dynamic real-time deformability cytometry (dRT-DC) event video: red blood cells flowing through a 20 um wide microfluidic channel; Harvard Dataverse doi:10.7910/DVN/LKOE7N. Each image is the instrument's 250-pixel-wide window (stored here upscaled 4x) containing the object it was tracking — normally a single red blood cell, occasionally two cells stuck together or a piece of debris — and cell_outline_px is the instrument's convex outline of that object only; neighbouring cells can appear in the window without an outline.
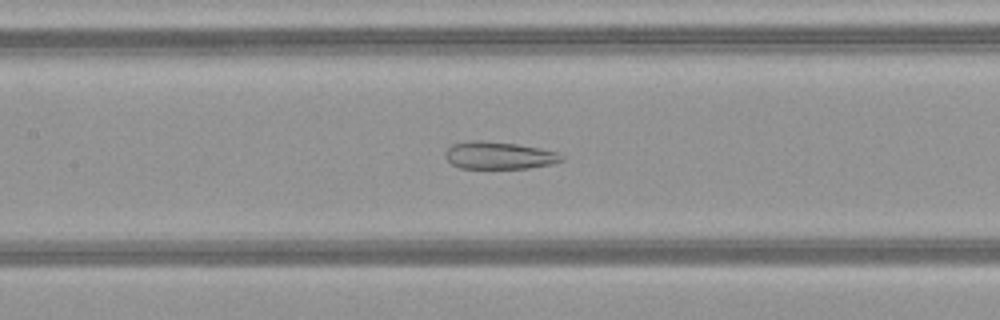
{"species": "common noctule bat (a hibernating species)", "species_latin": "Nyctalus noctula", "temperature_condition": "warm", "stored_images_in_passage": 51, "camera_frame_rate_fps": 3000, "um_per_image_px": 0.085, "animal": {"sex": "female", "body_mass_g": 21.9}, "frame": {"image": 1, "passage_image": 25, "time_ms": 8.0, "image_size_px": [1000, 320], "cell_outline_px": [[564, 160], [552, 164], [528, 168], [460, 168], [452, 164], [444, 156], [444, 152], [452, 144], [472, 140], [484, 140], [516, 144], [540, 148], [556, 152], [564, 156]], "centroid_in_image_um": [42.41, 13.21], "position_along_channel_um": 165.0, "area_um2": 18.61}}
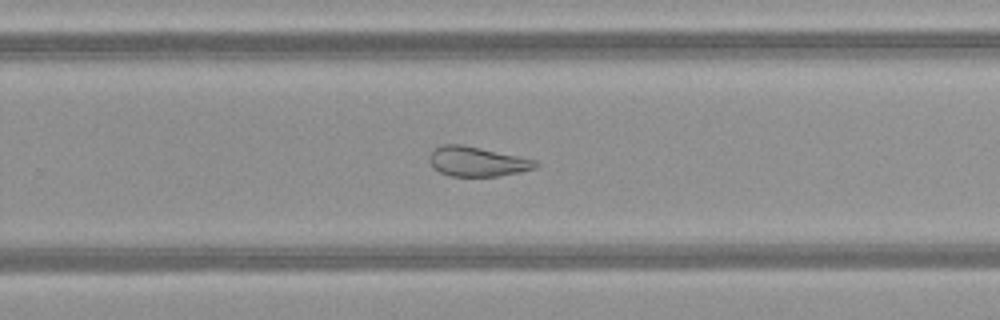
{"frame": {"image": 2, "passage_image": 34, "time_ms": 11.0, "image_size_px": [1000, 320], "cell_outline_px": [[540, 164], [536, 168], [520, 172], [500, 176], [448, 176], [440, 172], [428, 160], [428, 156], [432, 148], [444, 144], [464, 144], [536, 160]], "centroid_in_image_um": [40.55, 13.72], "position_along_channel_um": 289.3, "area_um2": 18.55}}
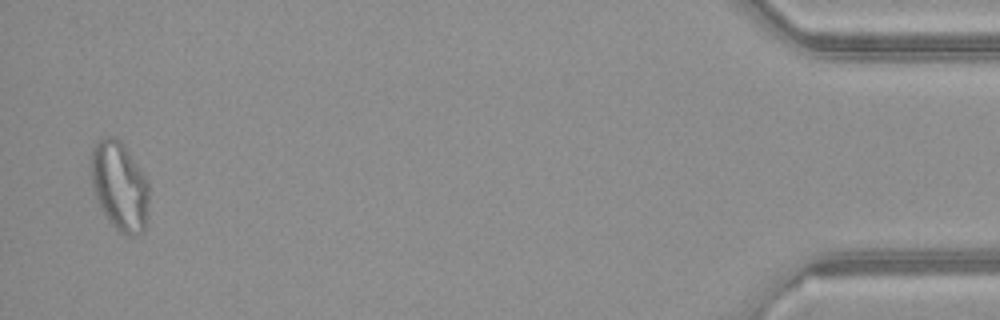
{"frame": {"image": 3, "passage_image": 50, "time_ms": 16.333, "image_size_px": [1000, 320], "cell_outline_px": [[148, 200], [144, 232], [136, 236], [124, 236], [108, 220], [100, 208], [96, 200], [92, 188], [92, 148], [104, 136], [116, 136], [120, 140], [148, 180]], "centroid_in_image_um": [10.16, 15.85], "position_along_channel_um": 425.0, "area_um2": 30.0}, "authors_computed_cell_mechanics": {"area_um2": 26.877, "velocity_mm_per_s": 4.1559, "shape_relaxation_time_tau1_ms": null, "shape_relaxation_time_tau2_ms": 1.6881, "deformation_change_tau1": null, "deformation_change_tau2": 0.098}}